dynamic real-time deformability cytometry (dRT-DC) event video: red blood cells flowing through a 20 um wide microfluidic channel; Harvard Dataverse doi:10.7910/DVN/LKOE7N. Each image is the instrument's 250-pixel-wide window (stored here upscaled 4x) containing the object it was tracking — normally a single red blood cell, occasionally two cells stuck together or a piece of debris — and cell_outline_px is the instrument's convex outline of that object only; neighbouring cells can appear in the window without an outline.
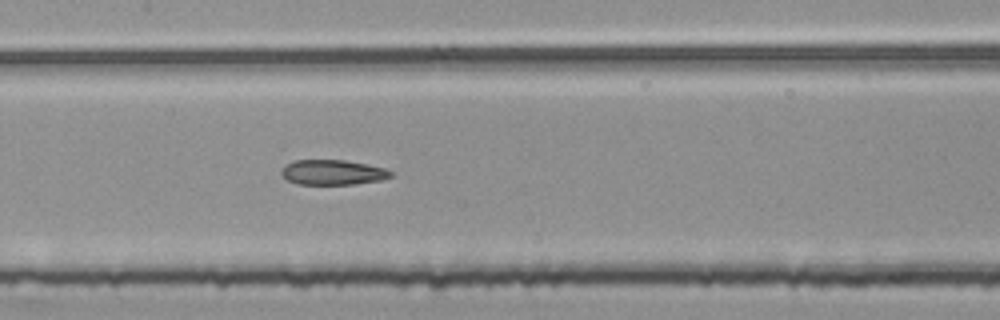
{"species": "common noctule bat (a hibernating species)", "species_latin": "Nyctalus noctula", "temperature_condition": "room temperature", "stored_images_in_passage": 44, "segment_of_instrument_passage": [2, 2], "camera_frame_rate_fps": 3000, "um_per_image_px": 0.085, "animal": {"sex": "female", "body_mass_g": 25.1}, "frame": {"image": 1, "passage_image": 16, "time_ms": 5.0, "image_size_px": [1000, 320], "cell_outline_px": [[392, 176], [380, 180], [356, 184], [296, 184], [288, 180], [280, 172], [288, 164], [296, 160], [344, 160], [368, 164], [384, 168], [392, 172]], "centroid_in_image_um": [28.31, 14.65], "position_along_channel_um": 179.1, "area_um2": 15.78}}
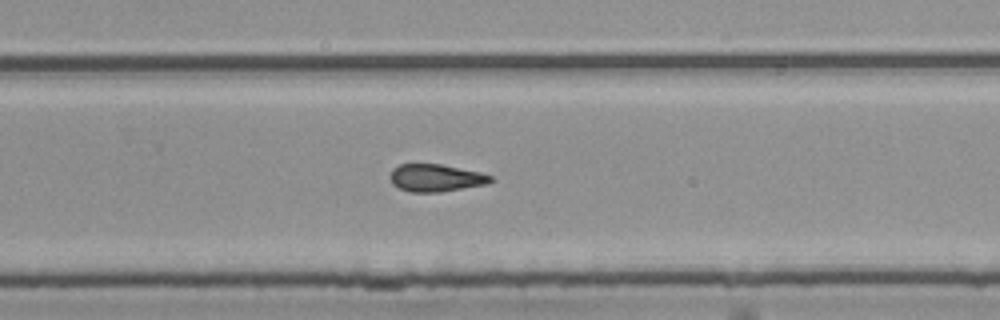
{"frame": {"image": 2, "passage_image": 25, "time_ms": 8.0, "image_size_px": [1000, 320], "cell_outline_px": [[492, 180], [488, 184], [440, 192], [408, 192], [392, 184], [392, 168], [400, 164], [440, 164], [480, 172], [492, 176]], "centroid_in_image_um": [37.06, 15.12], "position_along_channel_um": 292.7, "area_um2": 15.95}}
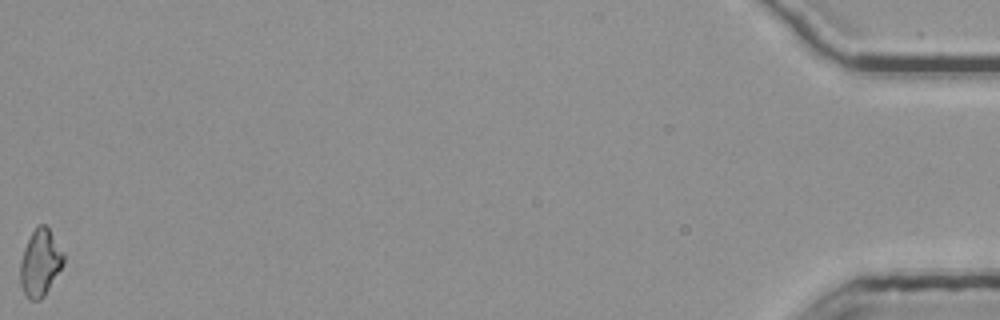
{"frame": {"image": 3, "passage_image": 44, "time_ms": 14.333, "image_size_px": [1000, 320], "cell_outline_px": [[64, 264], [44, 296], [40, 300], [28, 300], [20, 284], [20, 264], [24, 248], [32, 232], [40, 224], [44, 224], [48, 228], [64, 252]], "centroid_in_image_um": [3.42, 22.36], "position_along_channel_um": 431.8, "area_um2": 16.76}}